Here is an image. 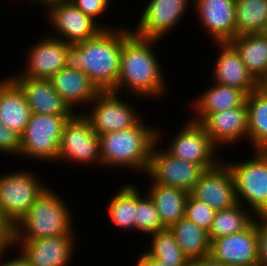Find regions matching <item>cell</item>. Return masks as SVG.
I'll return each instance as SVG.
<instances>
[{"label": "cell", "mask_w": 267, "mask_h": 266, "mask_svg": "<svg viewBox=\"0 0 267 266\" xmlns=\"http://www.w3.org/2000/svg\"><path fill=\"white\" fill-rule=\"evenodd\" d=\"M158 131L141 120L129 129L99 135L101 165L146 173Z\"/></svg>", "instance_id": "obj_3"}, {"label": "cell", "mask_w": 267, "mask_h": 266, "mask_svg": "<svg viewBox=\"0 0 267 266\" xmlns=\"http://www.w3.org/2000/svg\"><path fill=\"white\" fill-rule=\"evenodd\" d=\"M136 261L135 266H166L158 259L148 255L145 250L144 253L138 256V260Z\"/></svg>", "instance_id": "obj_39"}, {"label": "cell", "mask_w": 267, "mask_h": 266, "mask_svg": "<svg viewBox=\"0 0 267 266\" xmlns=\"http://www.w3.org/2000/svg\"><path fill=\"white\" fill-rule=\"evenodd\" d=\"M216 45L219 46L220 53L213 69L215 83L237 88L246 95L256 89L257 81L247 71L236 48L230 42Z\"/></svg>", "instance_id": "obj_21"}, {"label": "cell", "mask_w": 267, "mask_h": 266, "mask_svg": "<svg viewBox=\"0 0 267 266\" xmlns=\"http://www.w3.org/2000/svg\"><path fill=\"white\" fill-rule=\"evenodd\" d=\"M189 120L165 149L174 157L200 165L205 170L215 168L222 161L215 157L218 148L200 123Z\"/></svg>", "instance_id": "obj_12"}, {"label": "cell", "mask_w": 267, "mask_h": 266, "mask_svg": "<svg viewBox=\"0 0 267 266\" xmlns=\"http://www.w3.org/2000/svg\"><path fill=\"white\" fill-rule=\"evenodd\" d=\"M59 196L48 186L15 224V240L74 235L71 217L73 215Z\"/></svg>", "instance_id": "obj_4"}, {"label": "cell", "mask_w": 267, "mask_h": 266, "mask_svg": "<svg viewBox=\"0 0 267 266\" xmlns=\"http://www.w3.org/2000/svg\"><path fill=\"white\" fill-rule=\"evenodd\" d=\"M58 161H70L101 166L100 137L91 128L82 113L75 114L67 122L59 146Z\"/></svg>", "instance_id": "obj_10"}, {"label": "cell", "mask_w": 267, "mask_h": 266, "mask_svg": "<svg viewBox=\"0 0 267 266\" xmlns=\"http://www.w3.org/2000/svg\"><path fill=\"white\" fill-rule=\"evenodd\" d=\"M230 43L252 77L258 81L267 70V35L265 33L236 36Z\"/></svg>", "instance_id": "obj_27"}, {"label": "cell", "mask_w": 267, "mask_h": 266, "mask_svg": "<svg viewBox=\"0 0 267 266\" xmlns=\"http://www.w3.org/2000/svg\"><path fill=\"white\" fill-rule=\"evenodd\" d=\"M200 23L217 43L235 38V0H193Z\"/></svg>", "instance_id": "obj_20"}, {"label": "cell", "mask_w": 267, "mask_h": 266, "mask_svg": "<svg viewBox=\"0 0 267 266\" xmlns=\"http://www.w3.org/2000/svg\"><path fill=\"white\" fill-rule=\"evenodd\" d=\"M149 236H152L150 250L145 251L148 255L158 259L166 266H189L190 260L183 254L169 229Z\"/></svg>", "instance_id": "obj_32"}, {"label": "cell", "mask_w": 267, "mask_h": 266, "mask_svg": "<svg viewBox=\"0 0 267 266\" xmlns=\"http://www.w3.org/2000/svg\"><path fill=\"white\" fill-rule=\"evenodd\" d=\"M48 9V10H47ZM47 19L54 27V32L60 34L61 39L69 44L86 41L95 37L102 29H111L112 26L97 23L90 16L85 15L70 1H57L46 6ZM102 25V26H101Z\"/></svg>", "instance_id": "obj_11"}, {"label": "cell", "mask_w": 267, "mask_h": 266, "mask_svg": "<svg viewBox=\"0 0 267 266\" xmlns=\"http://www.w3.org/2000/svg\"><path fill=\"white\" fill-rule=\"evenodd\" d=\"M189 266H230L213 259L211 256H206L202 259H195L189 262Z\"/></svg>", "instance_id": "obj_40"}, {"label": "cell", "mask_w": 267, "mask_h": 266, "mask_svg": "<svg viewBox=\"0 0 267 266\" xmlns=\"http://www.w3.org/2000/svg\"><path fill=\"white\" fill-rule=\"evenodd\" d=\"M135 206H136V187L131 183L123 185L106 207L108 216L113 224L126 230H135Z\"/></svg>", "instance_id": "obj_31"}, {"label": "cell", "mask_w": 267, "mask_h": 266, "mask_svg": "<svg viewBox=\"0 0 267 266\" xmlns=\"http://www.w3.org/2000/svg\"><path fill=\"white\" fill-rule=\"evenodd\" d=\"M200 124L217 148L220 145L236 144L239 140L247 139L248 108L246 101L235 108L208 114Z\"/></svg>", "instance_id": "obj_17"}, {"label": "cell", "mask_w": 267, "mask_h": 266, "mask_svg": "<svg viewBox=\"0 0 267 266\" xmlns=\"http://www.w3.org/2000/svg\"><path fill=\"white\" fill-rule=\"evenodd\" d=\"M169 231L190 261L209 256L211 240L209 232L204 228L184 217L173 224Z\"/></svg>", "instance_id": "obj_26"}, {"label": "cell", "mask_w": 267, "mask_h": 266, "mask_svg": "<svg viewBox=\"0 0 267 266\" xmlns=\"http://www.w3.org/2000/svg\"><path fill=\"white\" fill-rule=\"evenodd\" d=\"M216 211L213 210L206 203L195 199L190 193L186 201L185 217L204 228L208 232L210 231Z\"/></svg>", "instance_id": "obj_34"}, {"label": "cell", "mask_w": 267, "mask_h": 266, "mask_svg": "<svg viewBox=\"0 0 267 266\" xmlns=\"http://www.w3.org/2000/svg\"><path fill=\"white\" fill-rule=\"evenodd\" d=\"M264 33L267 35V26H266V29H265Z\"/></svg>", "instance_id": "obj_45"}, {"label": "cell", "mask_w": 267, "mask_h": 266, "mask_svg": "<svg viewBox=\"0 0 267 266\" xmlns=\"http://www.w3.org/2000/svg\"><path fill=\"white\" fill-rule=\"evenodd\" d=\"M253 151L251 160L225 164L235 183L237 202L250 205L256 216H267V151Z\"/></svg>", "instance_id": "obj_5"}, {"label": "cell", "mask_w": 267, "mask_h": 266, "mask_svg": "<svg viewBox=\"0 0 267 266\" xmlns=\"http://www.w3.org/2000/svg\"><path fill=\"white\" fill-rule=\"evenodd\" d=\"M31 2L30 3H34L35 5L38 4V5H43V7H45L44 5L47 6V0H30Z\"/></svg>", "instance_id": "obj_43"}, {"label": "cell", "mask_w": 267, "mask_h": 266, "mask_svg": "<svg viewBox=\"0 0 267 266\" xmlns=\"http://www.w3.org/2000/svg\"><path fill=\"white\" fill-rule=\"evenodd\" d=\"M30 171H14L0 176V207L16 224L47 188Z\"/></svg>", "instance_id": "obj_7"}, {"label": "cell", "mask_w": 267, "mask_h": 266, "mask_svg": "<svg viewBox=\"0 0 267 266\" xmlns=\"http://www.w3.org/2000/svg\"><path fill=\"white\" fill-rule=\"evenodd\" d=\"M189 0H149L141 12L139 24L132 33L146 39H158L168 34L188 9Z\"/></svg>", "instance_id": "obj_13"}, {"label": "cell", "mask_w": 267, "mask_h": 266, "mask_svg": "<svg viewBox=\"0 0 267 266\" xmlns=\"http://www.w3.org/2000/svg\"><path fill=\"white\" fill-rule=\"evenodd\" d=\"M257 88L264 92H267V70L257 81Z\"/></svg>", "instance_id": "obj_42"}, {"label": "cell", "mask_w": 267, "mask_h": 266, "mask_svg": "<svg viewBox=\"0 0 267 266\" xmlns=\"http://www.w3.org/2000/svg\"><path fill=\"white\" fill-rule=\"evenodd\" d=\"M247 95L234 87L214 83L209 89L195 98L191 120L200 123L208 114L235 108L246 101Z\"/></svg>", "instance_id": "obj_24"}, {"label": "cell", "mask_w": 267, "mask_h": 266, "mask_svg": "<svg viewBox=\"0 0 267 266\" xmlns=\"http://www.w3.org/2000/svg\"><path fill=\"white\" fill-rule=\"evenodd\" d=\"M258 266H267V216H257Z\"/></svg>", "instance_id": "obj_38"}, {"label": "cell", "mask_w": 267, "mask_h": 266, "mask_svg": "<svg viewBox=\"0 0 267 266\" xmlns=\"http://www.w3.org/2000/svg\"><path fill=\"white\" fill-rule=\"evenodd\" d=\"M245 208L244 205L237 203L227 209L216 211L209 231L210 240L236 234L247 229L257 216L251 213L253 211L249 207Z\"/></svg>", "instance_id": "obj_30"}, {"label": "cell", "mask_w": 267, "mask_h": 266, "mask_svg": "<svg viewBox=\"0 0 267 266\" xmlns=\"http://www.w3.org/2000/svg\"><path fill=\"white\" fill-rule=\"evenodd\" d=\"M31 115L24 92L9 76L0 80V122L20 136Z\"/></svg>", "instance_id": "obj_22"}, {"label": "cell", "mask_w": 267, "mask_h": 266, "mask_svg": "<svg viewBox=\"0 0 267 266\" xmlns=\"http://www.w3.org/2000/svg\"><path fill=\"white\" fill-rule=\"evenodd\" d=\"M75 7L85 15L90 16L97 23L98 17L101 16L109 7L111 0H69ZM96 18V19H95Z\"/></svg>", "instance_id": "obj_36"}, {"label": "cell", "mask_w": 267, "mask_h": 266, "mask_svg": "<svg viewBox=\"0 0 267 266\" xmlns=\"http://www.w3.org/2000/svg\"><path fill=\"white\" fill-rule=\"evenodd\" d=\"M24 92L31 113L73 117L76 112L53 89L49 79H37L16 74L11 77Z\"/></svg>", "instance_id": "obj_18"}, {"label": "cell", "mask_w": 267, "mask_h": 266, "mask_svg": "<svg viewBox=\"0 0 267 266\" xmlns=\"http://www.w3.org/2000/svg\"><path fill=\"white\" fill-rule=\"evenodd\" d=\"M72 117L31 113L20 136V156L42 161H57L64 128Z\"/></svg>", "instance_id": "obj_6"}, {"label": "cell", "mask_w": 267, "mask_h": 266, "mask_svg": "<svg viewBox=\"0 0 267 266\" xmlns=\"http://www.w3.org/2000/svg\"><path fill=\"white\" fill-rule=\"evenodd\" d=\"M209 256L230 266H258L257 217L242 232L212 239Z\"/></svg>", "instance_id": "obj_14"}, {"label": "cell", "mask_w": 267, "mask_h": 266, "mask_svg": "<svg viewBox=\"0 0 267 266\" xmlns=\"http://www.w3.org/2000/svg\"><path fill=\"white\" fill-rule=\"evenodd\" d=\"M158 39L141 38L133 33L123 42L120 73L115 92L120 94L124 87L133 96L156 97L166 91V80L162 74L158 56L153 45ZM155 53V54H154Z\"/></svg>", "instance_id": "obj_2"}, {"label": "cell", "mask_w": 267, "mask_h": 266, "mask_svg": "<svg viewBox=\"0 0 267 266\" xmlns=\"http://www.w3.org/2000/svg\"><path fill=\"white\" fill-rule=\"evenodd\" d=\"M190 194L215 211L227 209L238 203L232 174L223 161L215 168L206 170Z\"/></svg>", "instance_id": "obj_15"}, {"label": "cell", "mask_w": 267, "mask_h": 266, "mask_svg": "<svg viewBox=\"0 0 267 266\" xmlns=\"http://www.w3.org/2000/svg\"><path fill=\"white\" fill-rule=\"evenodd\" d=\"M0 152L20 156V135L0 122Z\"/></svg>", "instance_id": "obj_35"}, {"label": "cell", "mask_w": 267, "mask_h": 266, "mask_svg": "<svg viewBox=\"0 0 267 266\" xmlns=\"http://www.w3.org/2000/svg\"><path fill=\"white\" fill-rule=\"evenodd\" d=\"M18 257L16 256L13 260L9 259L6 261H1L0 266H30L28 262L22 257L20 253H18ZM0 254V259H3Z\"/></svg>", "instance_id": "obj_41"}, {"label": "cell", "mask_w": 267, "mask_h": 266, "mask_svg": "<svg viewBox=\"0 0 267 266\" xmlns=\"http://www.w3.org/2000/svg\"><path fill=\"white\" fill-rule=\"evenodd\" d=\"M57 1H69V0H47V5Z\"/></svg>", "instance_id": "obj_44"}, {"label": "cell", "mask_w": 267, "mask_h": 266, "mask_svg": "<svg viewBox=\"0 0 267 266\" xmlns=\"http://www.w3.org/2000/svg\"><path fill=\"white\" fill-rule=\"evenodd\" d=\"M15 245V224L4 214L0 207V254Z\"/></svg>", "instance_id": "obj_37"}, {"label": "cell", "mask_w": 267, "mask_h": 266, "mask_svg": "<svg viewBox=\"0 0 267 266\" xmlns=\"http://www.w3.org/2000/svg\"><path fill=\"white\" fill-rule=\"evenodd\" d=\"M136 187V206H135V231L144 234H153L165 230L163 227L157 208L150 196L143 195Z\"/></svg>", "instance_id": "obj_33"}, {"label": "cell", "mask_w": 267, "mask_h": 266, "mask_svg": "<svg viewBox=\"0 0 267 266\" xmlns=\"http://www.w3.org/2000/svg\"><path fill=\"white\" fill-rule=\"evenodd\" d=\"M119 95L114 91H100L90 102L93 107L90 105L91 109L83 114L98 136L129 129L141 121L135 108Z\"/></svg>", "instance_id": "obj_8"}, {"label": "cell", "mask_w": 267, "mask_h": 266, "mask_svg": "<svg viewBox=\"0 0 267 266\" xmlns=\"http://www.w3.org/2000/svg\"><path fill=\"white\" fill-rule=\"evenodd\" d=\"M53 89L62 97L68 106L75 111L77 104L90 105L100 92L89 77L81 71L64 67L50 79Z\"/></svg>", "instance_id": "obj_23"}, {"label": "cell", "mask_w": 267, "mask_h": 266, "mask_svg": "<svg viewBox=\"0 0 267 266\" xmlns=\"http://www.w3.org/2000/svg\"><path fill=\"white\" fill-rule=\"evenodd\" d=\"M74 235H61L36 240H15L20 254L30 266H67L73 257ZM74 247V248H73Z\"/></svg>", "instance_id": "obj_16"}, {"label": "cell", "mask_w": 267, "mask_h": 266, "mask_svg": "<svg viewBox=\"0 0 267 266\" xmlns=\"http://www.w3.org/2000/svg\"><path fill=\"white\" fill-rule=\"evenodd\" d=\"M159 134L162 133H158V140L151 150L145 174L153 179L152 183L179 188L190 193L206 170L200 165L174 157L166 149L158 150L157 145H160L161 137Z\"/></svg>", "instance_id": "obj_9"}, {"label": "cell", "mask_w": 267, "mask_h": 266, "mask_svg": "<svg viewBox=\"0 0 267 266\" xmlns=\"http://www.w3.org/2000/svg\"><path fill=\"white\" fill-rule=\"evenodd\" d=\"M248 137L255 150L267 151V92L258 88L246 97Z\"/></svg>", "instance_id": "obj_28"}, {"label": "cell", "mask_w": 267, "mask_h": 266, "mask_svg": "<svg viewBox=\"0 0 267 266\" xmlns=\"http://www.w3.org/2000/svg\"><path fill=\"white\" fill-rule=\"evenodd\" d=\"M235 37L264 33L267 26V0H235Z\"/></svg>", "instance_id": "obj_29"}, {"label": "cell", "mask_w": 267, "mask_h": 266, "mask_svg": "<svg viewBox=\"0 0 267 266\" xmlns=\"http://www.w3.org/2000/svg\"><path fill=\"white\" fill-rule=\"evenodd\" d=\"M69 45V43L52 36L34 43L27 54V67L20 75L37 79H50L66 66V53Z\"/></svg>", "instance_id": "obj_19"}, {"label": "cell", "mask_w": 267, "mask_h": 266, "mask_svg": "<svg viewBox=\"0 0 267 266\" xmlns=\"http://www.w3.org/2000/svg\"><path fill=\"white\" fill-rule=\"evenodd\" d=\"M132 34L127 28L102 29L95 37L67 47L66 67L81 71L99 91H114L120 73L123 42Z\"/></svg>", "instance_id": "obj_1"}, {"label": "cell", "mask_w": 267, "mask_h": 266, "mask_svg": "<svg viewBox=\"0 0 267 266\" xmlns=\"http://www.w3.org/2000/svg\"><path fill=\"white\" fill-rule=\"evenodd\" d=\"M152 184H150V190L147 194L157 208L163 227L169 229L185 217L186 201L189 193L175 187L157 183Z\"/></svg>", "instance_id": "obj_25"}]
</instances>
